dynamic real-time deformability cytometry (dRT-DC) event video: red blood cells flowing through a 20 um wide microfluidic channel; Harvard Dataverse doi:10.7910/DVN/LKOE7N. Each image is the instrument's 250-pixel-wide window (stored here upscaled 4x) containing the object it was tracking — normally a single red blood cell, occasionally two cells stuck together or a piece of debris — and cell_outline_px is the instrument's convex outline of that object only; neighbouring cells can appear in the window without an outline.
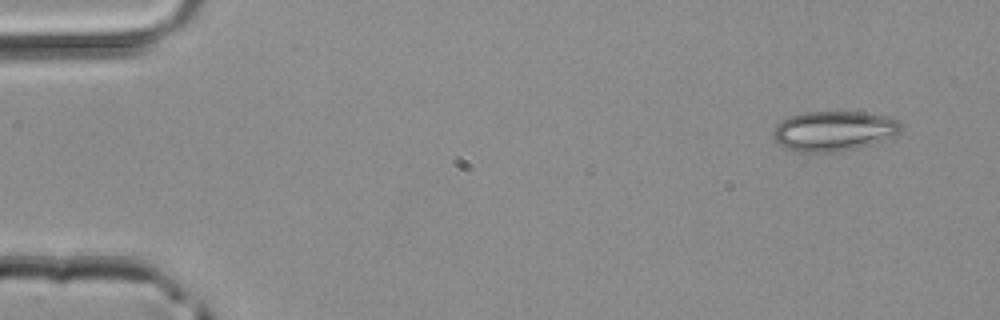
{"species": "common noctule bat (a hibernating species)", "species_latin": "Nyctalus noctula", "temperature_condition": "room temperature", "stored_images_in_passage": 4, "camera_frame_rate_fps": 3000, "um_per_image_px": 0.085, "animal": {"sex": "male", "body_mass_g": 20.4}, "frame": {"image": 1, "passage_image": 1, "time_ms": 0.0, "image_size_px": [1000, 320], "cell_outline_px": [[904, 128], [900, 132], [876, 144], [856, 148], [832, 152], [800, 152], [788, 148], [776, 140], [772, 136], [772, 132], [776, 124], [780, 120], [788, 116], [804, 112], [864, 112], [888, 116], [900, 120]], "centroid_in_image_um": [70.91, 11.12], "position_along_channel_um": 14.1, "area_um2": 30.06}}